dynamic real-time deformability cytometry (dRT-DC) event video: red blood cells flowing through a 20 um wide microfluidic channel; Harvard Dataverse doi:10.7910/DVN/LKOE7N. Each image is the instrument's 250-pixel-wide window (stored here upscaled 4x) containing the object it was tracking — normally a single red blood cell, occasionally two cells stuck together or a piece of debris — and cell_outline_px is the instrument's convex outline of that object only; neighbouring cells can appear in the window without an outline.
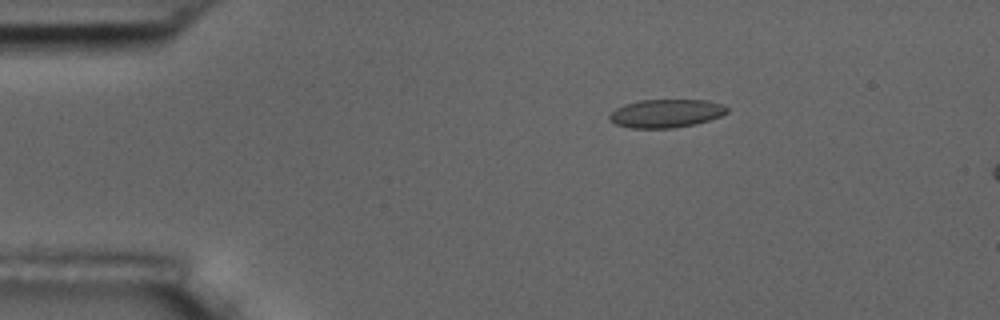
{"species": "common noctule bat (a hibernating species)", "species_latin": "Nyctalus noctula", "temperature_condition": "room temperature", "stored_images_in_passage": 4, "camera_frame_rate_fps": 3000, "um_per_image_px": 0.085, "animal": {"sex": "male", "body_mass_g": 17.5, "forearm_length_mm": 52.3}, "frame": {"image": 1, "passage_image": 1, "time_ms": 0.0, "image_size_px": [1000, 320], "cell_outline_px": [[728, 112], [720, 116], [696, 124], [672, 128], [632, 128], [616, 124], [608, 120], [608, 116], [616, 108], [624, 104], [640, 100], [708, 100], [720, 104], [728, 108]], "centroid_in_image_um": [56.59, 9.64], "position_along_channel_um": 28.4, "area_um2": 19.36}}